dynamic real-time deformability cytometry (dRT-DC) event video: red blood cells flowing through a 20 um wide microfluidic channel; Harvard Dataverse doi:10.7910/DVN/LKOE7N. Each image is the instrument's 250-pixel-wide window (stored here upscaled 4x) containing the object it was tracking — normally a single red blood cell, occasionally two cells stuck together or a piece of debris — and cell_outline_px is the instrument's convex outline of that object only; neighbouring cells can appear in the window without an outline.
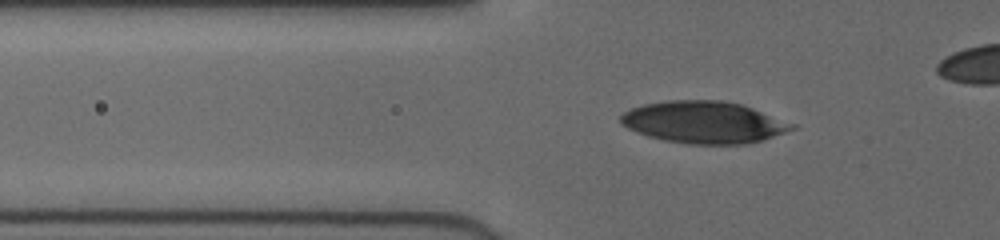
{"species": "human", "species_latin": "Homo sapiens", "temperature_condition": "cold", "stored_images_in_passage": 50, "camera_frame_rate_fps": 3000, "um_per_image_px": 0.085, "donor": {"sex": "female"}, "frame": {"image": 1, "passage_image": 21, "time_ms": 6.667, "image_size_px": [1000, 240], "cell_outline_px": [[796, 128], [748, 144], [688, 144], [664, 140], [648, 136], [636, 132], [628, 128], [620, 120], [620, 116], [624, 112], [632, 108], [644, 104], [668, 100], [720, 100], [740, 104], [752, 108], [796, 124]], "centroid_in_image_um": [59.82, 10.39], "position_along_channel_um": 66.0, "area_um2": 41.56}}
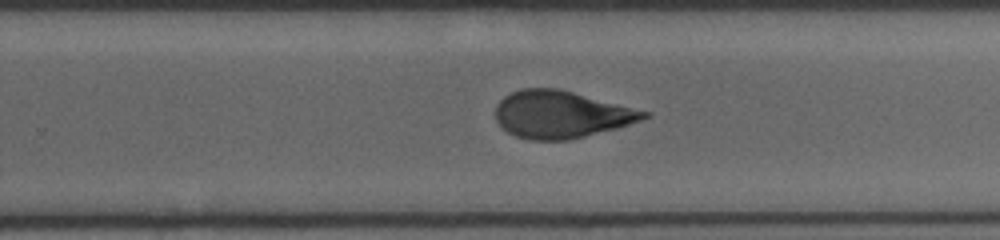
{"frame": {"image": 2, "passage_image": 38, "time_ms": 12.333, "image_size_px": [1000, 240], "cell_outline_px": [[652, 116], [616, 128], [568, 140], [528, 140], [516, 136], [508, 132], [496, 120], [496, 104], [504, 96], [512, 92], [524, 88], [556, 88], [652, 112]], "centroid_in_image_um": [47.69, 9.73], "position_along_channel_um": 282.1, "area_um2": 40.58}}
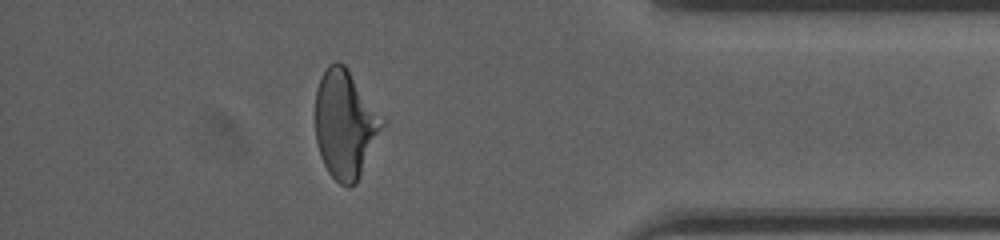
{"frame": {"image": 3, "passage_image": 49, "time_ms": 16.0, "image_size_px": [1000, 240], "cell_outline_px": [[388, 120], [356, 184], [348, 188], [340, 184], [328, 172], [320, 156], [316, 140], [316, 88], [320, 76], [328, 64], [336, 60], [344, 64], [348, 68]], "centroid_in_image_um": [29.38, 10.52], "position_along_channel_um": 405.8, "area_um2": 43.18}}